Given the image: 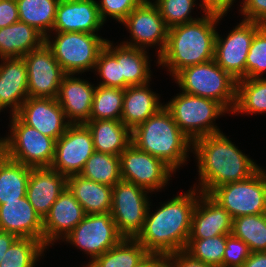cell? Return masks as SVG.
<instances>
[{"mask_svg":"<svg viewBox=\"0 0 266 267\" xmlns=\"http://www.w3.org/2000/svg\"><path fill=\"white\" fill-rule=\"evenodd\" d=\"M10 135L5 137L10 160L32 168L51 167L56 140L11 115Z\"/></svg>","mask_w":266,"mask_h":267,"instance_id":"8","label":"cell"},{"mask_svg":"<svg viewBox=\"0 0 266 267\" xmlns=\"http://www.w3.org/2000/svg\"><path fill=\"white\" fill-rule=\"evenodd\" d=\"M19 21L16 0H0V29Z\"/></svg>","mask_w":266,"mask_h":267,"instance_id":"46","label":"cell"},{"mask_svg":"<svg viewBox=\"0 0 266 267\" xmlns=\"http://www.w3.org/2000/svg\"><path fill=\"white\" fill-rule=\"evenodd\" d=\"M8 149L5 138L0 139V167L8 159Z\"/></svg>","mask_w":266,"mask_h":267,"instance_id":"51","label":"cell"},{"mask_svg":"<svg viewBox=\"0 0 266 267\" xmlns=\"http://www.w3.org/2000/svg\"><path fill=\"white\" fill-rule=\"evenodd\" d=\"M166 265L168 267H213L192 258L184 250L166 256Z\"/></svg>","mask_w":266,"mask_h":267,"instance_id":"45","label":"cell"},{"mask_svg":"<svg viewBox=\"0 0 266 267\" xmlns=\"http://www.w3.org/2000/svg\"><path fill=\"white\" fill-rule=\"evenodd\" d=\"M146 0H101L97 1V7L102 21L105 23L107 17H112L119 23L138 6L142 5ZM107 16V17H106Z\"/></svg>","mask_w":266,"mask_h":267,"instance_id":"42","label":"cell"},{"mask_svg":"<svg viewBox=\"0 0 266 267\" xmlns=\"http://www.w3.org/2000/svg\"><path fill=\"white\" fill-rule=\"evenodd\" d=\"M67 187V177L51 167L31 168L26 197L44 219Z\"/></svg>","mask_w":266,"mask_h":267,"instance_id":"23","label":"cell"},{"mask_svg":"<svg viewBox=\"0 0 266 267\" xmlns=\"http://www.w3.org/2000/svg\"><path fill=\"white\" fill-rule=\"evenodd\" d=\"M195 1L196 0H155L153 3L159 9L165 25L170 28L199 19L192 18L190 15L195 5H197Z\"/></svg>","mask_w":266,"mask_h":267,"instance_id":"39","label":"cell"},{"mask_svg":"<svg viewBox=\"0 0 266 267\" xmlns=\"http://www.w3.org/2000/svg\"><path fill=\"white\" fill-rule=\"evenodd\" d=\"M31 168L9 158L4 162L0 167V205L26 196Z\"/></svg>","mask_w":266,"mask_h":267,"instance_id":"32","label":"cell"},{"mask_svg":"<svg viewBox=\"0 0 266 267\" xmlns=\"http://www.w3.org/2000/svg\"><path fill=\"white\" fill-rule=\"evenodd\" d=\"M148 84L150 85L147 83L125 89L121 121L131 131L164 107L158 94Z\"/></svg>","mask_w":266,"mask_h":267,"instance_id":"25","label":"cell"},{"mask_svg":"<svg viewBox=\"0 0 266 267\" xmlns=\"http://www.w3.org/2000/svg\"><path fill=\"white\" fill-rule=\"evenodd\" d=\"M148 193L122 179L113 186L110 214L124 238H136L142 231L150 204Z\"/></svg>","mask_w":266,"mask_h":267,"instance_id":"10","label":"cell"},{"mask_svg":"<svg viewBox=\"0 0 266 267\" xmlns=\"http://www.w3.org/2000/svg\"><path fill=\"white\" fill-rule=\"evenodd\" d=\"M250 253L249 247L244 241L229 234L226 238L222 267H242Z\"/></svg>","mask_w":266,"mask_h":267,"instance_id":"43","label":"cell"},{"mask_svg":"<svg viewBox=\"0 0 266 267\" xmlns=\"http://www.w3.org/2000/svg\"><path fill=\"white\" fill-rule=\"evenodd\" d=\"M28 77V97L57 98L66 73L44 43L40 48L23 56Z\"/></svg>","mask_w":266,"mask_h":267,"instance_id":"16","label":"cell"},{"mask_svg":"<svg viewBox=\"0 0 266 267\" xmlns=\"http://www.w3.org/2000/svg\"><path fill=\"white\" fill-rule=\"evenodd\" d=\"M49 34L45 44L52 50L55 59L66 74H82L95 68L100 51L107 39L98 34L82 32H54Z\"/></svg>","mask_w":266,"mask_h":267,"instance_id":"7","label":"cell"},{"mask_svg":"<svg viewBox=\"0 0 266 267\" xmlns=\"http://www.w3.org/2000/svg\"><path fill=\"white\" fill-rule=\"evenodd\" d=\"M198 201L192 213L189 239H206L223 234H232L233 219L208 194L199 190Z\"/></svg>","mask_w":266,"mask_h":267,"instance_id":"20","label":"cell"},{"mask_svg":"<svg viewBox=\"0 0 266 267\" xmlns=\"http://www.w3.org/2000/svg\"><path fill=\"white\" fill-rule=\"evenodd\" d=\"M266 113V78L237 81L236 103L232 113Z\"/></svg>","mask_w":266,"mask_h":267,"instance_id":"31","label":"cell"},{"mask_svg":"<svg viewBox=\"0 0 266 267\" xmlns=\"http://www.w3.org/2000/svg\"><path fill=\"white\" fill-rule=\"evenodd\" d=\"M125 89L96 86L89 120H121Z\"/></svg>","mask_w":266,"mask_h":267,"instance_id":"36","label":"cell"},{"mask_svg":"<svg viewBox=\"0 0 266 267\" xmlns=\"http://www.w3.org/2000/svg\"><path fill=\"white\" fill-rule=\"evenodd\" d=\"M229 234L206 239H189L185 252L192 258L213 267H222L226 238Z\"/></svg>","mask_w":266,"mask_h":267,"instance_id":"38","label":"cell"},{"mask_svg":"<svg viewBox=\"0 0 266 267\" xmlns=\"http://www.w3.org/2000/svg\"><path fill=\"white\" fill-rule=\"evenodd\" d=\"M124 237L109 213L86 214L83 220L62 240L90 256V262L116 246Z\"/></svg>","mask_w":266,"mask_h":267,"instance_id":"11","label":"cell"},{"mask_svg":"<svg viewBox=\"0 0 266 267\" xmlns=\"http://www.w3.org/2000/svg\"><path fill=\"white\" fill-rule=\"evenodd\" d=\"M0 230L43 242V219L26 196L0 205Z\"/></svg>","mask_w":266,"mask_h":267,"instance_id":"22","label":"cell"},{"mask_svg":"<svg viewBox=\"0 0 266 267\" xmlns=\"http://www.w3.org/2000/svg\"><path fill=\"white\" fill-rule=\"evenodd\" d=\"M166 256L158 253H147L135 267H164Z\"/></svg>","mask_w":266,"mask_h":267,"instance_id":"48","label":"cell"},{"mask_svg":"<svg viewBox=\"0 0 266 267\" xmlns=\"http://www.w3.org/2000/svg\"><path fill=\"white\" fill-rule=\"evenodd\" d=\"M232 234L244 241L250 252H266V214L234 218Z\"/></svg>","mask_w":266,"mask_h":267,"instance_id":"35","label":"cell"},{"mask_svg":"<svg viewBox=\"0 0 266 267\" xmlns=\"http://www.w3.org/2000/svg\"><path fill=\"white\" fill-rule=\"evenodd\" d=\"M46 249L42 241L18 237L5 252L0 267H35Z\"/></svg>","mask_w":266,"mask_h":267,"instance_id":"37","label":"cell"},{"mask_svg":"<svg viewBox=\"0 0 266 267\" xmlns=\"http://www.w3.org/2000/svg\"><path fill=\"white\" fill-rule=\"evenodd\" d=\"M60 0H16L19 21L34 27L45 38L52 33Z\"/></svg>","mask_w":266,"mask_h":267,"instance_id":"30","label":"cell"},{"mask_svg":"<svg viewBox=\"0 0 266 267\" xmlns=\"http://www.w3.org/2000/svg\"><path fill=\"white\" fill-rule=\"evenodd\" d=\"M83 207L66 187L43 219V244L63 240L85 217Z\"/></svg>","mask_w":266,"mask_h":267,"instance_id":"18","label":"cell"},{"mask_svg":"<svg viewBox=\"0 0 266 267\" xmlns=\"http://www.w3.org/2000/svg\"><path fill=\"white\" fill-rule=\"evenodd\" d=\"M121 179L148 192H158L168 184L173 170L162 160L136 148L132 143L120 154Z\"/></svg>","mask_w":266,"mask_h":267,"instance_id":"12","label":"cell"},{"mask_svg":"<svg viewBox=\"0 0 266 267\" xmlns=\"http://www.w3.org/2000/svg\"><path fill=\"white\" fill-rule=\"evenodd\" d=\"M79 175L94 182L113 187L121 180L120 158L116 155L95 151L87 159Z\"/></svg>","mask_w":266,"mask_h":267,"instance_id":"34","label":"cell"},{"mask_svg":"<svg viewBox=\"0 0 266 267\" xmlns=\"http://www.w3.org/2000/svg\"><path fill=\"white\" fill-rule=\"evenodd\" d=\"M3 61V62H2ZM0 63V112L9 107L16 115L28 98L26 62L21 58H2Z\"/></svg>","mask_w":266,"mask_h":267,"instance_id":"24","label":"cell"},{"mask_svg":"<svg viewBox=\"0 0 266 267\" xmlns=\"http://www.w3.org/2000/svg\"><path fill=\"white\" fill-rule=\"evenodd\" d=\"M242 267H266V252H251Z\"/></svg>","mask_w":266,"mask_h":267,"instance_id":"49","label":"cell"},{"mask_svg":"<svg viewBox=\"0 0 266 267\" xmlns=\"http://www.w3.org/2000/svg\"><path fill=\"white\" fill-rule=\"evenodd\" d=\"M192 146L200 177L197 189L203 194L227 183L246 180L261 168L223 132L200 137Z\"/></svg>","mask_w":266,"mask_h":267,"instance_id":"2","label":"cell"},{"mask_svg":"<svg viewBox=\"0 0 266 267\" xmlns=\"http://www.w3.org/2000/svg\"><path fill=\"white\" fill-rule=\"evenodd\" d=\"M84 267V266H83ZM85 267H93V265H92V262H88V264H86V266Z\"/></svg>","mask_w":266,"mask_h":267,"instance_id":"52","label":"cell"},{"mask_svg":"<svg viewBox=\"0 0 266 267\" xmlns=\"http://www.w3.org/2000/svg\"><path fill=\"white\" fill-rule=\"evenodd\" d=\"M45 43V37L25 22L0 29V59L21 58Z\"/></svg>","mask_w":266,"mask_h":267,"instance_id":"28","label":"cell"},{"mask_svg":"<svg viewBox=\"0 0 266 267\" xmlns=\"http://www.w3.org/2000/svg\"><path fill=\"white\" fill-rule=\"evenodd\" d=\"M231 218L264 214L266 208V170L262 167L251 177L240 182L227 183L208 194Z\"/></svg>","mask_w":266,"mask_h":267,"instance_id":"9","label":"cell"},{"mask_svg":"<svg viewBox=\"0 0 266 267\" xmlns=\"http://www.w3.org/2000/svg\"><path fill=\"white\" fill-rule=\"evenodd\" d=\"M174 79L182 92L215 100L232 114L236 103L237 80L214 59L187 67Z\"/></svg>","mask_w":266,"mask_h":267,"instance_id":"5","label":"cell"},{"mask_svg":"<svg viewBox=\"0 0 266 267\" xmlns=\"http://www.w3.org/2000/svg\"><path fill=\"white\" fill-rule=\"evenodd\" d=\"M135 238H123L116 246L92 261L93 267H135L147 254Z\"/></svg>","mask_w":266,"mask_h":267,"instance_id":"33","label":"cell"},{"mask_svg":"<svg viewBox=\"0 0 266 267\" xmlns=\"http://www.w3.org/2000/svg\"><path fill=\"white\" fill-rule=\"evenodd\" d=\"M85 125L96 152L120 156L131 144V130L121 120H89Z\"/></svg>","mask_w":266,"mask_h":267,"instance_id":"29","label":"cell"},{"mask_svg":"<svg viewBox=\"0 0 266 267\" xmlns=\"http://www.w3.org/2000/svg\"><path fill=\"white\" fill-rule=\"evenodd\" d=\"M224 14L206 12L198 20L168 28L167 44L158 65L167 67L172 77L181 70L214 59L216 24Z\"/></svg>","mask_w":266,"mask_h":267,"instance_id":"3","label":"cell"},{"mask_svg":"<svg viewBox=\"0 0 266 267\" xmlns=\"http://www.w3.org/2000/svg\"><path fill=\"white\" fill-rule=\"evenodd\" d=\"M163 203L153 213L150 205L142 231L135 238L148 253L168 256L183 251L189 240L192 213L198 201L196 186Z\"/></svg>","mask_w":266,"mask_h":267,"instance_id":"1","label":"cell"},{"mask_svg":"<svg viewBox=\"0 0 266 267\" xmlns=\"http://www.w3.org/2000/svg\"><path fill=\"white\" fill-rule=\"evenodd\" d=\"M73 75L63 77L56 99L70 124H85L90 119L96 86Z\"/></svg>","mask_w":266,"mask_h":267,"instance_id":"21","label":"cell"},{"mask_svg":"<svg viewBox=\"0 0 266 267\" xmlns=\"http://www.w3.org/2000/svg\"><path fill=\"white\" fill-rule=\"evenodd\" d=\"M129 29L131 40L122 42L125 45L147 49L158 45L157 57H159L167 44L168 27L159 12L157 6L150 0L136 7L121 23Z\"/></svg>","mask_w":266,"mask_h":267,"instance_id":"14","label":"cell"},{"mask_svg":"<svg viewBox=\"0 0 266 267\" xmlns=\"http://www.w3.org/2000/svg\"><path fill=\"white\" fill-rule=\"evenodd\" d=\"M94 70L102 79L98 85L124 89V77H121L120 63L106 47L100 51Z\"/></svg>","mask_w":266,"mask_h":267,"instance_id":"41","label":"cell"},{"mask_svg":"<svg viewBox=\"0 0 266 267\" xmlns=\"http://www.w3.org/2000/svg\"><path fill=\"white\" fill-rule=\"evenodd\" d=\"M17 238L18 237L15 234L0 230V262L3 259L5 252Z\"/></svg>","mask_w":266,"mask_h":267,"instance_id":"50","label":"cell"},{"mask_svg":"<svg viewBox=\"0 0 266 267\" xmlns=\"http://www.w3.org/2000/svg\"><path fill=\"white\" fill-rule=\"evenodd\" d=\"M95 152L91 132L85 124H70L56 141L51 168L69 177L79 175L87 159Z\"/></svg>","mask_w":266,"mask_h":267,"instance_id":"15","label":"cell"},{"mask_svg":"<svg viewBox=\"0 0 266 267\" xmlns=\"http://www.w3.org/2000/svg\"><path fill=\"white\" fill-rule=\"evenodd\" d=\"M67 188L86 214H105L112 207V186L100 184L81 175L67 177Z\"/></svg>","mask_w":266,"mask_h":267,"instance_id":"27","label":"cell"},{"mask_svg":"<svg viewBox=\"0 0 266 267\" xmlns=\"http://www.w3.org/2000/svg\"><path fill=\"white\" fill-rule=\"evenodd\" d=\"M165 108L171 113L179 129L192 141L210 134L220 133L213 122L228 111L217 101L190 95L177 94Z\"/></svg>","mask_w":266,"mask_h":267,"instance_id":"6","label":"cell"},{"mask_svg":"<svg viewBox=\"0 0 266 267\" xmlns=\"http://www.w3.org/2000/svg\"><path fill=\"white\" fill-rule=\"evenodd\" d=\"M16 115L28 126L56 141L70 125L56 98L28 97Z\"/></svg>","mask_w":266,"mask_h":267,"instance_id":"17","label":"cell"},{"mask_svg":"<svg viewBox=\"0 0 266 267\" xmlns=\"http://www.w3.org/2000/svg\"><path fill=\"white\" fill-rule=\"evenodd\" d=\"M239 10L244 20L266 25V0H243Z\"/></svg>","mask_w":266,"mask_h":267,"instance_id":"44","label":"cell"},{"mask_svg":"<svg viewBox=\"0 0 266 267\" xmlns=\"http://www.w3.org/2000/svg\"><path fill=\"white\" fill-rule=\"evenodd\" d=\"M103 25L95 0H60L52 32L98 34Z\"/></svg>","mask_w":266,"mask_h":267,"instance_id":"19","label":"cell"},{"mask_svg":"<svg viewBox=\"0 0 266 267\" xmlns=\"http://www.w3.org/2000/svg\"><path fill=\"white\" fill-rule=\"evenodd\" d=\"M105 47L120 63L121 77H124V89L150 83L151 68L147 50L131 47L125 44L113 46L107 39Z\"/></svg>","mask_w":266,"mask_h":267,"instance_id":"26","label":"cell"},{"mask_svg":"<svg viewBox=\"0 0 266 267\" xmlns=\"http://www.w3.org/2000/svg\"><path fill=\"white\" fill-rule=\"evenodd\" d=\"M262 26L261 23L243 19L225 39L216 33L214 60L237 81L245 78L248 51L253 37Z\"/></svg>","mask_w":266,"mask_h":267,"instance_id":"13","label":"cell"},{"mask_svg":"<svg viewBox=\"0 0 266 267\" xmlns=\"http://www.w3.org/2000/svg\"><path fill=\"white\" fill-rule=\"evenodd\" d=\"M235 0H202L199 4L204 13L217 12L227 14Z\"/></svg>","mask_w":266,"mask_h":267,"instance_id":"47","label":"cell"},{"mask_svg":"<svg viewBox=\"0 0 266 267\" xmlns=\"http://www.w3.org/2000/svg\"><path fill=\"white\" fill-rule=\"evenodd\" d=\"M266 72V25L253 37L246 58L245 78H262Z\"/></svg>","mask_w":266,"mask_h":267,"instance_id":"40","label":"cell"},{"mask_svg":"<svg viewBox=\"0 0 266 267\" xmlns=\"http://www.w3.org/2000/svg\"><path fill=\"white\" fill-rule=\"evenodd\" d=\"M131 143L162 160L174 173L193 149V141L179 129L165 106L131 131Z\"/></svg>","mask_w":266,"mask_h":267,"instance_id":"4","label":"cell"}]
</instances>
